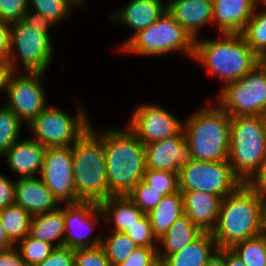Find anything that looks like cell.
<instances>
[{"label": "cell", "mask_w": 266, "mask_h": 266, "mask_svg": "<svg viewBox=\"0 0 266 266\" xmlns=\"http://www.w3.org/2000/svg\"><path fill=\"white\" fill-rule=\"evenodd\" d=\"M93 127L104 143L109 195L127 196L145 174V145L128 127Z\"/></svg>", "instance_id": "1"}, {"label": "cell", "mask_w": 266, "mask_h": 266, "mask_svg": "<svg viewBox=\"0 0 266 266\" xmlns=\"http://www.w3.org/2000/svg\"><path fill=\"white\" fill-rule=\"evenodd\" d=\"M221 39H195L193 60L226 84L241 79L261 59L247 45L241 33H221Z\"/></svg>", "instance_id": "2"}, {"label": "cell", "mask_w": 266, "mask_h": 266, "mask_svg": "<svg viewBox=\"0 0 266 266\" xmlns=\"http://www.w3.org/2000/svg\"><path fill=\"white\" fill-rule=\"evenodd\" d=\"M262 199L245 183L223 198L218 221L212 231L218 249H230L262 233Z\"/></svg>", "instance_id": "3"}, {"label": "cell", "mask_w": 266, "mask_h": 266, "mask_svg": "<svg viewBox=\"0 0 266 266\" xmlns=\"http://www.w3.org/2000/svg\"><path fill=\"white\" fill-rule=\"evenodd\" d=\"M188 117L184 120L183 130L193 160H228L231 116L208 99L205 106Z\"/></svg>", "instance_id": "4"}, {"label": "cell", "mask_w": 266, "mask_h": 266, "mask_svg": "<svg viewBox=\"0 0 266 266\" xmlns=\"http://www.w3.org/2000/svg\"><path fill=\"white\" fill-rule=\"evenodd\" d=\"M77 202L107 200L109 187L103 140L91 129L72 146Z\"/></svg>", "instance_id": "5"}, {"label": "cell", "mask_w": 266, "mask_h": 266, "mask_svg": "<svg viewBox=\"0 0 266 266\" xmlns=\"http://www.w3.org/2000/svg\"><path fill=\"white\" fill-rule=\"evenodd\" d=\"M266 159L264 116H235L230 123L229 164L245 183Z\"/></svg>", "instance_id": "6"}, {"label": "cell", "mask_w": 266, "mask_h": 266, "mask_svg": "<svg viewBox=\"0 0 266 266\" xmlns=\"http://www.w3.org/2000/svg\"><path fill=\"white\" fill-rule=\"evenodd\" d=\"M120 50L145 57L181 51L193 60L195 39L166 11L155 23L135 34Z\"/></svg>", "instance_id": "7"}, {"label": "cell", "mask_w": 266, "mask_h": 266, "mask_svg": "<svg viewBox=\"0 0 266 266\" xmlns=\"http://www.w3.org/2000/svg\"><path fill=\"white\" fill-rule=\"evenodd\" d=\"M77 111L74 116L63 109L48 105L28 124L32 139L46 147L72 146L88 131L92 123L82 105Z\"/></svg>", "instance_id": "8"}, {"label": "cell", "mask_w": 266, "mask_h": 266, "mask_svg": "<svg viewBox=\"0 0 266 266\" xmlns=\"http://www.w3.org/2000/svg\"><path fill=\"white\" fill-rule=\"evenodd\" d=\"M231 117L266 115V63L226 84L214 100Z\"/></svg>", "instance_id": "9"}, {"label": "cell", "mask_w": 266, "mask_h": 266, "mask_svg": "<svg viewBox=\"0 0 266 266\" xmlns=\"http://www.w3.org/2000/svg\"><path fill=\"white\" fill-rule=\"evenodd\" d=\"M178 180L181 192L201 191L223 198L234 193L243 184L228 160H193L179 171Z\"/></svg>", "instance_id": "10"}, {"label": "cell", "mask_w": 266, "mask_h": 266, "mask_svg": "<svg viewBox=\"0 0 266 266\" xmlns=\"http://www.w3.org/2000/svg\"><path fill=\"white\" fill-rule=\"evenodd\" d=\"M53 46L52 39L22 20L11 23L10 71H18L22 64L21 71L46 73L54 55Z\"/></svg>", "instance_id": "11"}, {"label": "cell", "mask_w": 266, "mask_h": 266, "mask_svg": "<svg viewBox=\"0 0 266 266\" xmlns=\"http://www.w3.org/2000/svg\"><path fill=\"white\" fill-rule=\"evenodd\" d=\"M44 72L10 71L6 80L4 105L28 125L47 106V95L44 90Z\"/></svg>", "instance_id": "12"}, {"label": "cell", "mask_w": 266, "mask_h": 266, "mask_svg": "<svg viewBox=\"0 0 266 266\" xmlns=\"http://www.w3.org/2000/svg\"><path fill=\"white\" fill-rule=\"evenodd\" d=\"M101 219L104 221L99 203L80 201L64 204V246L75 250L101 245L102 235L89 237Z\"/></svg>", "instance_id": "13"}, {"label": "cell", "mask_w": 266, "mask_h": 266, "mask_svg": "<svg viewBox=\"0 0 266 266\" xmlns=\"http://www.w3.org/2000/svg\"><path fill=\"white\" fill-rule=\"evenodd\" d=\"M132 113L126 126L144 145L175 136L183 129L184 122L162 105L140 104Z\"/></svg>", "instance_id": "14"}, {"label": "cell", "mask_w": 266, "mask_h": 266, "mask_svg": "<svg viewBox=\"0 0 266 266\" xmlns=\"http://www.w3.org/2000/svg\"><path fill=\"white\" fill-rule=\"evenodd\" d=\"M40 177L60 204L77 203L72 147H48Z\"/></svg>", "instance_id": "15"}, {"label": "cell", "mask_w": 266, "mask_h": 266, "mask_svg": "<svg viewBox=\"0 0 266 266\" xmlns=\"http://www.w3.org/2000/svg\"><path fill=\"white\" fill-rule=\"evenodd\" d=\"M146 169L179 173L192 161L184 130L177 135L145 145Z\"/></svg>", "instance_id": "16"}, {"label": "cell", "mask_w": 266, "mask_h": 266, "mask_svg": "<svg viewBox=\"0 0 266 266\" xmlns=\"http://www.w3.org/2000/svg\"><path fill=\"white\" fill-rule=\"evenodd\" d=\"M167 11L164 0H130L122 8L109 14L111 22L121 23L133 34L121 44L120 49L139 31L155 23Z\"/></svg>", "instance_id": "17"}, {"label": "cell", "mask_w": 266, "mask_h": 266, "mask_svg": "<svg viewBox=\"0 0 266 266\" xmlns=\"http://www.w3.org/2000/svg\"><path fill=\"white\" fill-rule=\"evenodd\" d=\"M47 149L32 138L20 139L2 158L5 157L6 164L19 178L37 177L41 174Z\"/></svg>", "instance_id": "18"}, {"label": "cell", "mask_w": 266, "mask_h": 266, "mask_svg": "<svg viewBox=\"0 0 266 266\" xmlns=\"http://www.w3.org/2000/svg\"><path fill=\"white\" fill-rule=\"evenodd\" d=\"M15 192V204L32 216L55 210L61 206L40 176L15 179Z\"/></svg>", "instance_id": "19"}, {"label": "cell", "mask_w": 266, "mask_h": 266, "mask_svg": "<svg viewBox=\"0 0 266 266\" xmlns=\"http://www.w3.org/2000/svg\"><path fill=\"white\" fill-rule=\"evenodd\" d=\"M254 11V0H212V27L220 34L242 33Z\"/></svg>", "instance_id": "20"}, {"label": "cell", "mask_w": 266, "mask_h": 266, "mask_svg": "<svg viewBox=\"0 0 266 266\" xmlns=\"http://www.w3.org/2000/svg\"><path fill=\"white\" fill-rule=\"evenodd\" d=\"M184 213L203 232H212L217 224L223 197L201 191L181 192Z\"/></svg>", "instance_id": "21"}, {"label": "cell", "mask_w": 266, "mask_h": 266, "mask_svg": "<svg viewBox=\"0 0 266 266\" xmlns=\"http://www.w3.org/2000/svg\"><path fill=\"white\" fill-rule=\"evenodd\" d=\"M167 12L194 39L200 37L201 28L212 27V0H169Z\"/></svg>", "instance_id": "22"}, {"label": "cell", "mask_w": 266, "mask_h": 266, "mask_svg": "<svg viewBox=\"0 0 266 266\" xmlns=\"http://www.w3.org/2000/svg\"><path fill=\"white\" fill-rule=\"evenodd\" d=\"M100 207L104 215L103 226L115 232L124 233L145 215L127 196H110L100 203Z\"/></svg>", "instance_id": "23"}, {"label": "cell", "mask_w": 266, "mask_h": 266, "mask_svg": "<svg viewBox=\"0 0 266 266\" xmlns=\"http://www.w3.org/2000/svg\"><path fill=\"white\" fill-rule=\"evenodd\" d=\"M218 249L212 232H204L175 254L158 256L163 266H205Z\"/></svg>", "instance_id": "24"}, {"label": "cell", "mask_w": 266, "mask_h": 266, "mask_svg": "<svg viewBox=\"0 0 266 266\" xmlns=\"http://www.w3.org/2000/svg\"><path fill=\"white\" fill-rule=\"evenodd\" d=\"M64 232V204L55 210L31 218L29 235L36 240L61 247L64 246Z\"/></svg>", "instance_id": "25"}, {"label": "cell", "mask_w": 266, "mask_h": 266, "mask_svg": "<svg viewBox=\"0 0 266 266\" xmlns=\"http://www.w3.org/2000/svg\"><path fill=\"white\" fill-rule=\"evenodd\" d=\"M203 233L185 213L182 214L158 240V256H170L177 253Z\"/></svg>", "instance_id": "26"}, {"label": "cell", "mask_w": 266, "mask_h": 266, "mask_svg": "<svg viewBox=\"0 0 266 266\" xmlns=\"http://www.w3.org/2000/svg\"><path fill=\"white\" fill-rule=\"evenodd\" d=\"M182 214H184V209L180 190L162 198L159 204L148 213L157 240L162 238Z\"/></svg>", "instance_id": "27"}, {"label": "cell", "mask_w": 266, "mask_h": 266, "mask_svg": "<svg viewBox=\"0 0 266 266\" xmlns=\"http://www.w3.org/2000/svg\"><path fill=\"white\" fill-rule=\"evenodd\" d=\"M32 215L17 204L0 209V220L7 236L16 244L30 233Z\"/></svg>", "instance_id": "28"}, {"label": "cell", "mask_w": 266, "mask_h": 266, "mask_svg": "<svg viewBox=\"0 0 266 266\" xmlns=\"http://www.w3.org/2000/svg\"><path fill=\"white\" fill-rule=\"evenodd\" d=\"M241 34L247 45L263 61L266 58V8L259 11L255 9Z\"/></svg>", "instance_id": "29"}, {"label": "cell", "mask_w": 266, "mask_h": 266, "mask_svg": "<svg viewBox=\"0 0 266 266\" xmlns=\"http://www.w3.org/2000/svg\"><path fill=\"white\" fill-rule=\"evenodd\" d=\"M105 236L102 237L101 247L112 266L123 263L139 247L128 235L122 232L111 231Z\"/></svg>", "instance_id": "30"}, {"label": "cell", "mask_w": 266, "mask_h": 266, "mask_svg": "<svg viewBox=\"0 0 266 266\" xmlns=\"http://www.w3.org/2000/svg\"><path fill=\"white\" fill-rule=\"evenodd\" d=\"M245 266H266V235L246 239L230 248Z\"/></svg>", "instance_id": "31"}, {"label": "cell", "mask_w": 266, "mask_h": 266, "mask_svg": "<svg viewBox=\"0 0 266 266\" xmlns=\"http://www.w3.org/2000/svg\"><path fill=\"white\" fill-rule=\"evenodd\" d=\"M23 122L3 103L0 107V158L19 141Z\"/></svg>", "instance_id": "32"}, {"label": "cell", "mask_w": 266, "mask_h": 266, "mask_svg": "<svg viewBox=\"0 0 266 266\" xmlns=\"http://www.w3.org/2000/svg\"><path fill=\"white\" fill-rule=\"evenodd\" d=\"M21 257L28 263L29 266H34L37 263L42 262L49 257L55 246L36 240L30 235H27L24 239L18 241L15 244Z\"/></svg>", "instance_id": "33"}, {"label": "cell", "mask_w": 266, "mask_h": 266, "mask_svg": "<svg viewBox=\"0 0 266 266\" xmlns=\"http://www.w3.org/2000/svg\"><path fill=\"white\" fill-rule=\"evenodd\" d=\"M29 8L60 24L71 17L74 8L66 0H29Z\"/></svg>", "instance_id": "34"}, {"label": "cell", "mask_w": 266, "mask_h": 266, "mask_svg": "<svg viewBox=\"0 0 266 266\" xmlns=\"http://www.w3.org/2000/svg\"><path fill=\"white\" fill-rule=\"evenodd\" d=\"M142 181L164 196L179 191L178 173L175 172L146 169Z\"/></svg>", "instance_id": "35"}, {"label": "cell", "mask_w": 266, "mask_h": 266, "mask_svg": "<svg viewBox=\"0 0 266 266\" xmlns=\"http://www.w3.org/2000/svg\"><path fill=\"white\" fill-rule=\"evenodd\" d=\"M127 197L145 214H148L159 204L164 195L141 180Z\"/></svg>", "instance_id": "36"}, {"label": "cell", "mask_w": 266, "mask_h": 266, "mask_svg": "<svg viewBox=\"0 0 266 266\" xmlns=\"http://www.w3.org/2000/svg\"><path fill=\"white\" fill-rule=\"evenodd\" d=\"M139 247H158V240L154 236L148 214H145L137 223L125 232Z\"/></svg>", "instance_id": "37"}, {"label": "cell", "mask_w": 266, "mask_h": 266, "mask_svg": "<svg viewBox=\"0 0 266 266\" xmlns=\"http://www.w3.org/2000/svg\"><path fill=\"white\" fill-rule=\"evenodd\" d=\"M74 258L75 266H112L101 245L75 249Z\"/></svg>", "instance_id": "38"}, {"label": "cell", "mask_w": 266, "mask_h": 266, "mask_svg": "<svg viewBox=\"0 0 266 266\" xmlns=\"http://www.w3.org/2000/svg\"><path fill=\"white\" fill-rule=\"evenodd\" d=\"M29 9V0H0V19L13 23L20 21Z\"/></svg>", "instance_id": "39"}, {"label": "cell", "mask_w": 266, "mask_h": 266, "mask_svg": "<svg viewBox=\"0 0 266 266\" xmlns=\"http://www.w3.org/2000/svg\"><path fill=\"white\" fill-rule=\"evenodd\" d=\"M158 247H138L116 266H154L158 261Z\"/></svg>", "instance_id": "40"}, {"label": "cell", "mask_w": 266, "mask_h": 266, "mask_svg": "<svg viewBox=\"0 0 266 266\" xmlns=\"http://www.w3.org/2000/svg\"><path fill=\"white\" fill-rule=\"evenodd\" d=\"M34 266H75L74 249L55 247L49 257Z\"/></svg>", "instance_id": "41"}, {"label": "cell", "mask_w": 266, "mask_h": 266, "mask_svg": "<svg viewBox=\"0 0 266 266\" xmlns=\"http://www.w3.org/2000/svg\"><path fill=\"white\" fill-rule=\"evenodd\" d=\"M22 21L28 24L32 29H37L38 32L50 37V30L54 26L53 23L48 17L43 16L42 14L31 10L30 8L23 15Z\"/></svg>", "instance_id": "42"}, {"label": "cell", "mask_w": 266, "mask_h": 266, "mask_svg": "<svg viewBox=\"0 0 266 266\" xmlns=\"http://www.w3.org/2000/svg\"><path fill=\"white\" fill-rule=\"evenodd\" d=\"M11 23L0 19V66L9 68Z\"/></svg>", "instance_id": "43"}, {"label": "cell", "mask_w": 266, "mask_h": 266, "mask_svg": "<svg viewBox=\"0 0 266 266\" xmlns=\"http://www.w3.org/2000/svg\"><path fill=\"white\" fill-rule=\"evenodd\" d=\"M15 180L0 172V209L15 204Z\"/></svg>", "instance_id": "44"}, {"label": "cell", "mask_w": 266, "mask_h": 266, "mask_svg": "<svg viewBox=\"0 0 266 266\" xmlns=\"http://www.w3.org/2000/svg\"><path fill=\"white\" fill-rule=\"evenodd\" d=\"M245 184L261 198L266 197V159Z\"/></svg>", "instance_id": "45"}, {"label": "cell", "mask_w": 266, "mask_h": 266, "mask_svg": "<svg viewBox=\"0 0 266 266\" xmlns=\"http://www.w3.org/2000/svg\"><path fill=\"white\" fill-rule=\"evenodd\" d=\"M0 266H29L21 257L16 246L0 249Z\"/></svg>", "instance_id": "46"}, {"label": "cell", "mask_w": 266, "mask_h": 266, "mask_svg": "<svg viewBox=\"0 0 266 266\" xmlns=\"http://www.w3.org/2000/svg\"><path fill=\"white\" fill-rule=\"evenodd\" d=\"M205 266H226V249H217Z\"/></svg>", "instance_id": "47"}, {"label": "cell", "mask_w": 266, "mask_h": 266, "mask_svg": "<svg viewBox=\"0 0 266 266\" xmlns=\"http://www.w3.org/2000/svg\"><path fill=\"white\" fill-rule=\"evenodd\" d=\"M226 266H245L239 256L231 249H226Z\"/></svg>", "instance_id": "48"}, {"label": "cell", "mask_w": 266, "mask_h": 266, "mask_svg": "<svg viewBox=\"0 0 266 266\" xmlns=\"http://www.w3.org/2000/svg\"><path fill=\"white\" fill-rule=\"evenodd\" d=\"M15 243L7 236L6 231L0 220V249H6L14 246Z\"/></svg>", "instance_id": "49"}, {"label": "cell", "mask_w": 266, "mask_h": 266, "mask_svg": "<svg viewBox=\"0 0 266 266\" xmlns=\"http://www.w3.org/2000/svg\"><path fill=\"white\" fill-rule=\"evenodd\" d=\"M10 69L8 67L0 66V92H5L6 80L8 78Z\"/></svg>", "instance_id": "50"}, {"label": "cell", "mask_w": 266, "mask_h": 266, "mask_svg": "<svg viewBox=\"0 0 266 266\" xmlns=\"http://www.w3.org/2000/svg\"><path fill=\"white\" fill-rule=\"evenodd\" d=\"M262 233L266 235V197L262 199Z\"/></svg>", "instance_id": "51"}, {"label": "cell", "mask_w": 266, "mask_h": 266, "mask_svg": "<svg viewBox=\"0 0 266 266\" xmlns=\"http://www.w3.org/2000/svg\"><path fill=\"white\" fill-rule=\"evenodd\" d=\"M73 8H75L76 6L77 7H82V9H83V7L85 8L86 7V5H85V1L86 0H66ZM80 5V6H79ZM75 6V7H74Z\"/></svg>", "instance_id": "52"}, {"label": "cell", "mask_w": 266, "mask_h": 266, "mask_svg": "<svg viewBox=\"0 0 266 266\" xmlns=\"http://www.w3.org/2000/svg\"><path fill=\"white\" fill-rule=\"evenodd\" d=\"M259 5H261L265 9L266 8V0H254L255 9H257Z\"/></svg>", "instance_id": "53"}, {"label": "cell", "mask_w": 266, "mask_h": 266, "mask_svg": "<svg viewBox=\"0 0 266 266\" xmlns=\"http://www.w3.org/2000/svg\"><path fill=\"white\" fill-rule=\"evenodd\" d=\"M154 266H163L162 262L159 260Z\"/></svg>", "instance_id": "54"}, {"label": "cell", "mask_w": 266, "mask_h": 266, "mask_svg": "<svg viewBox=\"0 0 266 266\" xmlns=\"http://www.w3.org/2000/svg\"><path fill=\"white\" fill-rule=\"evenodd\" d=\"M264 127H265V133H266V115L264 116Z\"/></svg>", "instance_id": "55"}]
</instances>
